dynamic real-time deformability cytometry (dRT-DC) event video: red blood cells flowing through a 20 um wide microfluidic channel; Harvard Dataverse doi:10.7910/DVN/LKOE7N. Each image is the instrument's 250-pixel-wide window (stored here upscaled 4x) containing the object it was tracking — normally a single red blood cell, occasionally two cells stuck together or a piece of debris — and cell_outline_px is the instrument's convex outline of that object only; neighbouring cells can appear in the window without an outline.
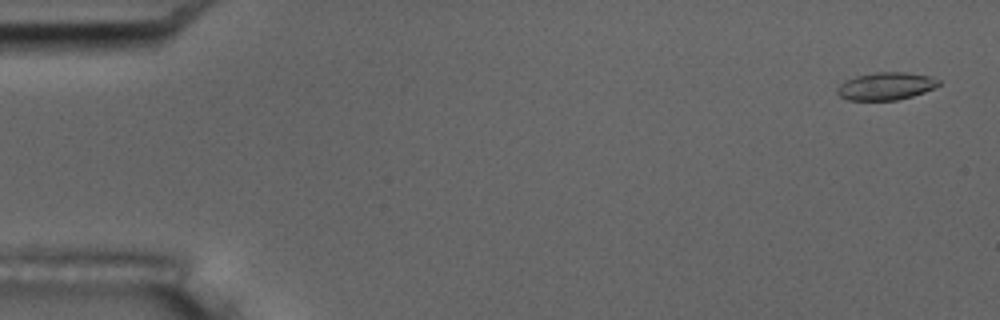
{"species": "common noctule bat (a hibernating species)", "species_latin": "Nyctalus noctula", "temperature_condition": "room temperature", "stored_images_in_passage": 56, "camera_frame_rate_fps": 3000, "um_per_image_px": 0.085, "animal": {"sex": "male", "body_mass_g": 17.5, "forearm_length_mm": 52.3}, "frame": {"image": 1, "passage_image": 2, "time_ms": 0.333, "image_size_px": [1000, 320], "cell_outline_px": [[940, 84], [924, 92], [912, 96], [896, 100], [848, 100], [840, 96], [836, 92], [836, 88], [844, 80], [856, 76], [872, 72], [908, 72], [932, 76], [940, 80]], "centroid_in_image_um": [75.28, 7.31], "position_along_channel_um": 9.7, "area_um2": 16.47}}
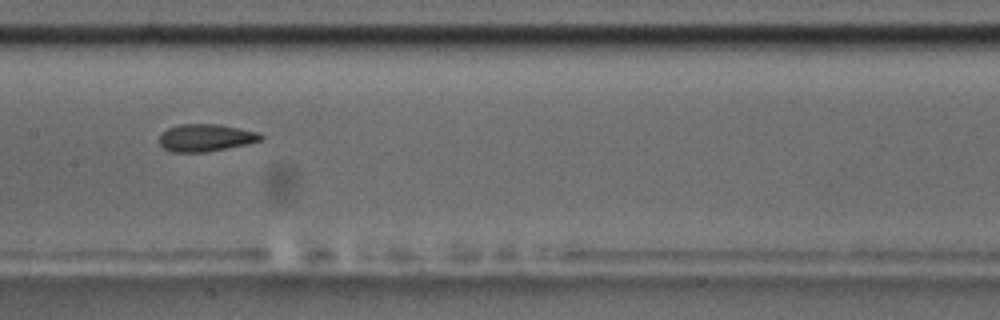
{"frame": {"image": 2, "passage_image": 28, "time_ms": 9.0, "image_size_px": [1000, 320], "cell_outline_px": [[264, 140], [248, 144], [208, 152], [172, 152], [164, 148], [160, 144], [160, 136], [168, 128], [180, 124], [220, 124], [260, 132], [264, 136]], "centroid_in_image_um": [17.56, 11.71], "position_along_channel_um": 189.8, "area_um2": 16.36}}
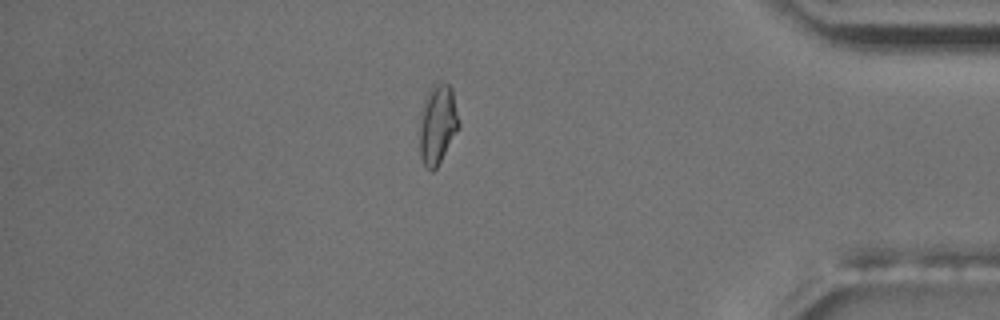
{"frame": {"image": 3, "passage_image": 48, "time_ms": 15.667, "image_size_px": [1000, 320], "cell_outline_px": [[460, 128], [436, 168], [432, 172], [424, 164], [420, 156], [420, 112], [424, 96], [428, 88], [436, 80], [448, 84], [452, 88], [460, 120]], "centroid_in_image_um": [37.2, 10.49], "position_along_channel_um": 398.0, "area_um2": 18.79}, "authors_computed_cell_mechanics": {"area_um2": 16.7331, "velocity_mm_per_s": 3.6212, "shape_relaxation_time_tau1_ms": null, "shape_relaxation_time_tau2_ms": 1.9911, "deformation_change_tau1": null, "deformation_change_tau2": 0.078}}